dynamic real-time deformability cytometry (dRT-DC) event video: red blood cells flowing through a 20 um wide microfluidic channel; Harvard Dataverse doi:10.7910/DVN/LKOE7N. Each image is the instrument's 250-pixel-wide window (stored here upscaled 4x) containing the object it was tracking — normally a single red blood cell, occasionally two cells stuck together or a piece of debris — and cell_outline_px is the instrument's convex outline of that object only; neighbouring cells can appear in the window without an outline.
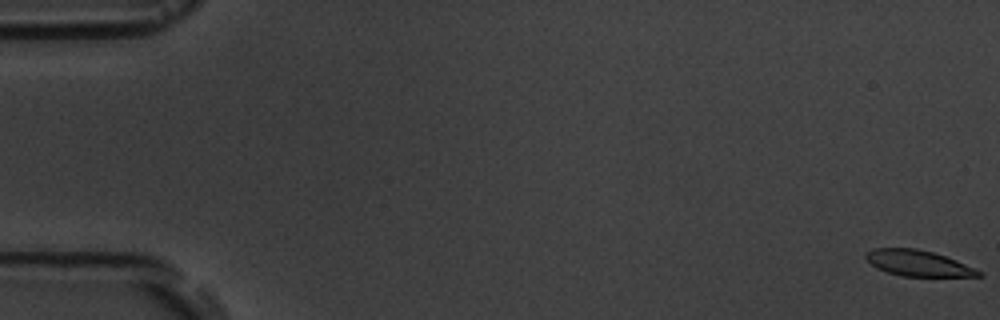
{"species": "common noctule bat (a hibernating species)", "species_latin": "Nyctalus noctula", "temperature_condition": "room temperature", "stored_images_in_passage": 12, "camera_frame_rate_fps": 3000, "um_per_image_px": 0.085, "animal": {"sex": "male", "body_mass_g": 19.5, "forearm_length_mm": 54.6}, "frame": {"image": 1, "passage_image": 1, "time_ms": 0.0, "image_size_px": [1000, 320], "cell_outline_px": [[984, 276], [900, 276], [876, 268], [864, 256], [872, 248], [916, 248], [932, 252], [956, 260], [984, 272]], "centroid_in_image_um": [78.05, 22.37], "position_along_channel_um": 6.9, "area_um2": 16.88}}
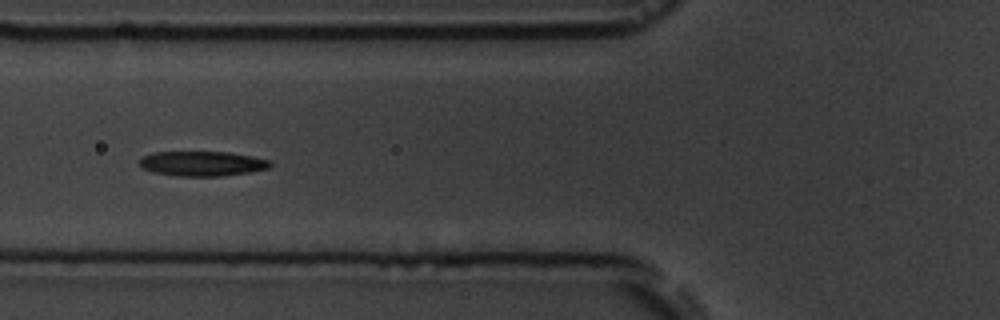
{"frame": {"image": 2, "passage_image": 7, "time_ms": 7.0, "image_size_px": [1000, 320], "cell_outline_px": [[272, 164], [268, 168], [248, 172], [220, 176], [176, 176], [152, 172], [140, 168], [140, 160], [144, 156], [152, 152], [228, 152], [252, 156], [272, 160]], "centroid_in_image_um": [17.17, 13.9], "position_along_channel_um": 108.6, "area_um2": 18.96}}
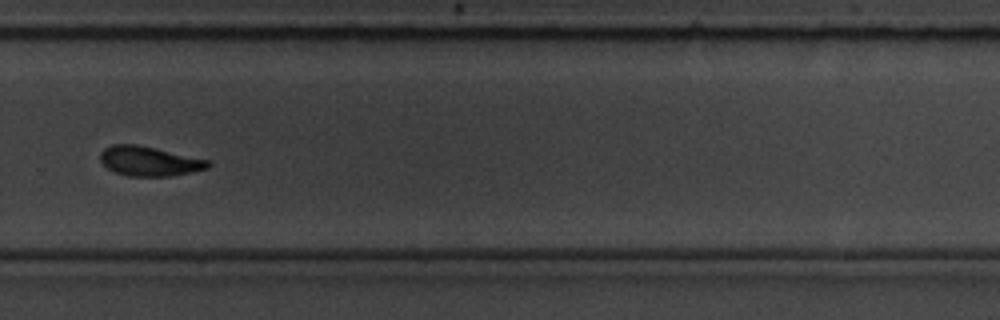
{"frame": {"image": 3, "passage_image": 12, "time_ms": 12.667, "image_size_px": [1000, 320], "cell_outline_px": [[212, 164], [208, 168], [172, 176], [128, 176], [116, 172], [108, 168], [100, 160], [100, 152], [104, 148], [112, 144], [136, 144], [156, 148], [208, 160]], "centroid_in_image_um": [12.67, 13.69], "position_along_channel_um": 317.1, "area_um2": 18.5}}